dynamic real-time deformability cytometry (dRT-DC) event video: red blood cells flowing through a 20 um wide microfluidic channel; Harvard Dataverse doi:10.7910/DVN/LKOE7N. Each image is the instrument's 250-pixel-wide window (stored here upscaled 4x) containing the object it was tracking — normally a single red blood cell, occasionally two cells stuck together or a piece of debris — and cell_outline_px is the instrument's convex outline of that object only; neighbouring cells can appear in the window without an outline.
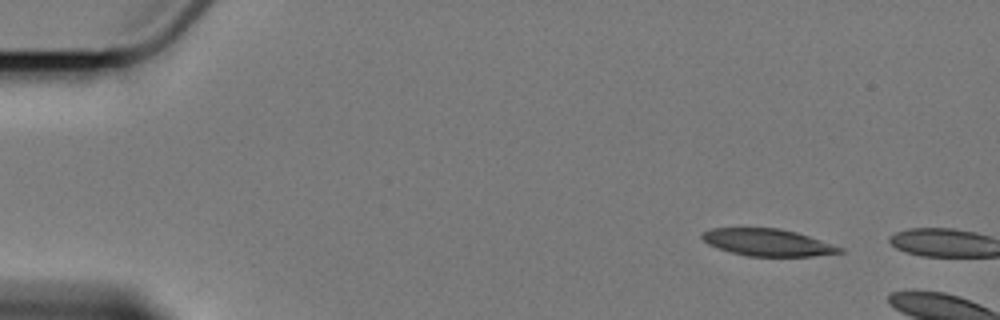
{"species": "Egyptian fruit bat (a non-hibernating species)", "species_latin": "Rousettus aegyptiacus", "temperature_condition": "cold", "stored_images_in_passage": 2, "camera_frame_rate_fps": 3000, "um_per_image_px": 0.085, "animal": {"sex": "female"}, "frame": {"image": 1, "passage_image": 1, "time_ms": 0.0, "image_size_px": [1000, 320], "cell_outline_px": [[844, 252], [812, 256], [748, 256], [732, 252], [708, 244], [700, 236], [704, 232], [712, 228], [780, 228], [796, 232], [844, 248]], "centroid_in_image_um": [65.27, 20.6], "position_along_channel_um": 19.7, "area_um2": 21.44}}